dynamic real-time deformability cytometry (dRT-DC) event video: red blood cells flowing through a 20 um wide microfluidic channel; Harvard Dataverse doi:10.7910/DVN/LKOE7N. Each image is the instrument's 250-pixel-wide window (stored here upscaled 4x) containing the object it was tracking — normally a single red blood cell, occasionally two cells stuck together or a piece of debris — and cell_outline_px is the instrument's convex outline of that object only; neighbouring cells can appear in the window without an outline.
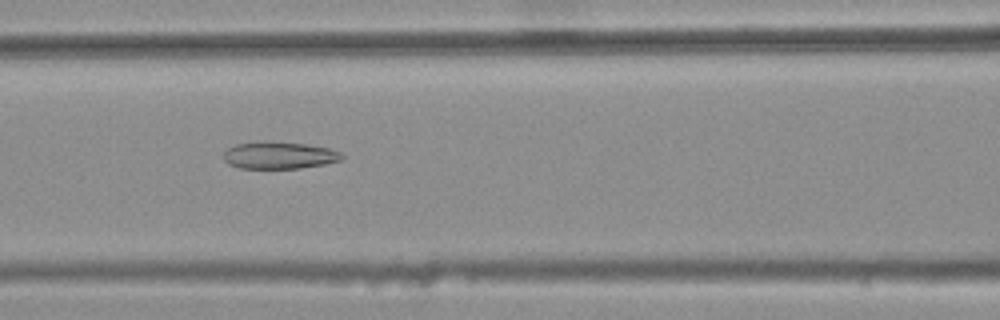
{"species": "common noctule bat (a hibernating species)", "species_latin": "Nyctalus noctula", "temperature_condition": "warm", "stored_images_in_passage": 41, "camera_frame_rate_fps": 3000, "um_per_image_px": 0.085, "animal": {"sex": "female", "body_mass_g": 25.1}, "frame": {"image": 1, "passage_image": 16, "time_ms": 5.0, "image_size_px": [1000, 320], "cell_outline_px": [[344, 156], [340, 160], [324, 164], [300, 168], [240, 168], [228, 164], [224, 160], [224, 152], [228, 148], [236, 144], [264, 140], [308, 144], [328, 148], [340, 152]], "centroid_in_image_um": [23.71, 13.18], "position_along_channel_um": 142.9, "area_um2": 18.79}}
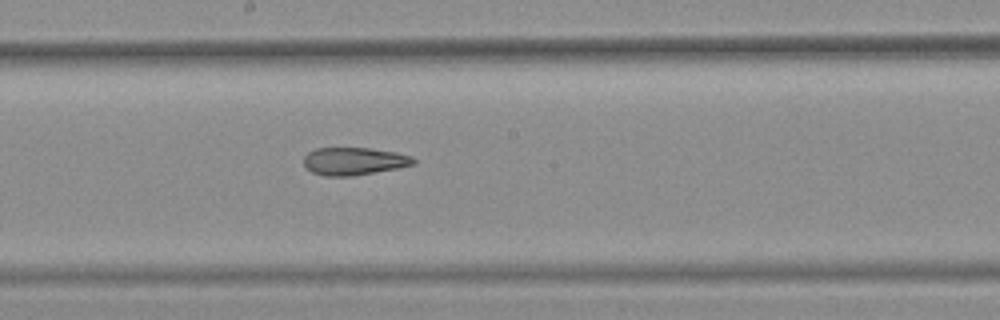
{"frame": {"image": 2, "passage_image": 22, "time_ms": 7.0, "image_size_px": [1000, 320], "cell_outline_px": [[416, 164], [396, 168], [352, 176], [324, 176], [312, 172], [304, 164], [304, 156], [308, 152], [316, 148], [368, 148], [396, 152], [412, 156], [416, 160]], "centroid_in_image_um": [30.09, 13.7], "position_along_channel_um": 218.1, "area_um2": 17.63}}
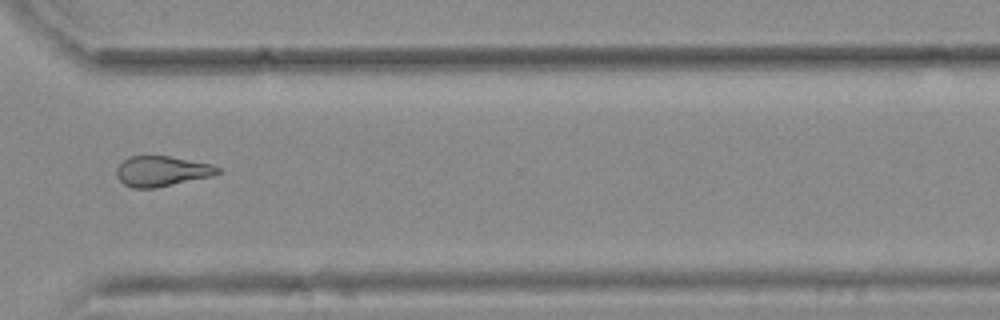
{"frame": {"image": 3, "passage_image": 33, "time_ms": 10.667, "image_size_px": [1000, 320], "cell_outline_px": [[224, 172], [212, 176], [156, 188], [132, 188], [124, 184], [116, 176], [116, 168], [128, 156], [168, 156], [212, 164], [220, 168]], "centroid_in_image_um": [13.77, 14.55], "position_along_channel_um": 356.8, "area_um2": 17.98}, "authors_computed_cell_mechanics": {"area_um2": 18.6116, "velocity_mm_per_s": 3.7705, "shape_relaxation_time_tau1_ms": null, "shape_relaxation_time_tau2_ms": 3.7758, "deformation_change_tau1": null, "deformation_change_tau2": 0.1368}}